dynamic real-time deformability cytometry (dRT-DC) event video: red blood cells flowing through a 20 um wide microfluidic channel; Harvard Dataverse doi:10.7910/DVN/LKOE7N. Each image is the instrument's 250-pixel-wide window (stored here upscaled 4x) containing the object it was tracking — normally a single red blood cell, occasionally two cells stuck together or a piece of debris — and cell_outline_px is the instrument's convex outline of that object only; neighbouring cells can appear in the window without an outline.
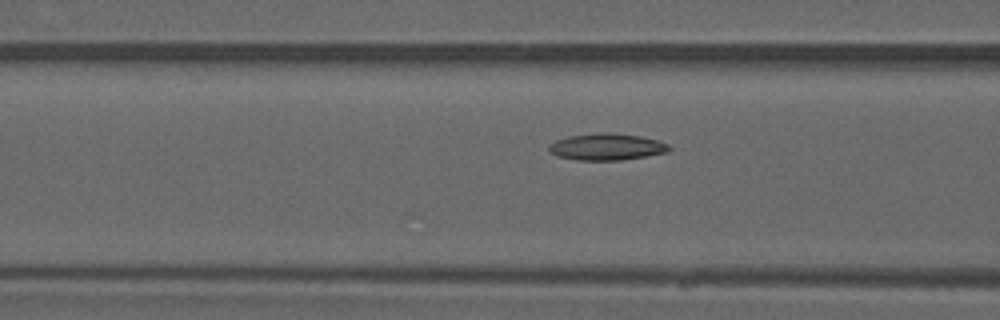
{"species": "common noctule bat (a hibernating species)", "species_latin": "Nyctalus noctula", "temperature_condition": "warm", "stored_images_in_passage": 7, "camera_frame_rate_fps": 3000, "um_per_image_px": 0.085, "animal": {"sex": "male", "forearm_length_mm": 52.5}, "frame": {"image": 1, "passage_image": 7, "time_ms": 7.0, "image_size_px": [1000, 320], "cell_outline_px": [[672, 148], [668, 152], [620, 160], [576, 160], [556, 156], [548, 148], [548, 144], [556, 140], [568, 136], [608, 132], [640, 136], [656, 140], [668, 144]], "centroid_in_image_um": [51.55, 12.48], "position_along_channel_um": 115.0, "area_um2": 18.55}}